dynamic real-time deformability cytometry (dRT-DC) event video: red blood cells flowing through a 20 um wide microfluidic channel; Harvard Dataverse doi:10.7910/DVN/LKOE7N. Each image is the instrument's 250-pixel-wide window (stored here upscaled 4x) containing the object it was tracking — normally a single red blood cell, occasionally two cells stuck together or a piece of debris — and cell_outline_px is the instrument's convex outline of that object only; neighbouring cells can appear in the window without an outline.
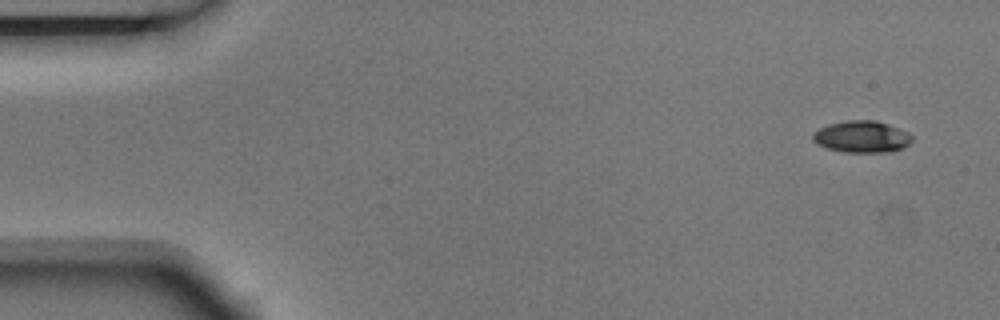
{"species": "Egyptian fruit bat (a non-hibernating species)", "species_latin": "Rousettus aegyptiacus", "temperature_condition": "room temperature", "stored_images_in_passage": 4, "camera_frame_rate_fps": 3000, "um_per_image_px": 0.085, "animal": {"sex": "male"}, "frame": {"image": 1, "passage_image": 1, "time_ms": 0.0, "image_size_px": [1000, 320], "cell_outline_px": [[912, 140], [908, 144], [900, 148], [888, 152], [844, 152], [828, 148], [816, 144], [812, 140], [812, 132], [828, 124], [848, 120], [876, 120], [888, 124], [908, 132], [912, 136]], "centroid_in_image_um": [73.22, 11.61], "position_along_channel_um": 11.8, "area_um2": 18.32}}
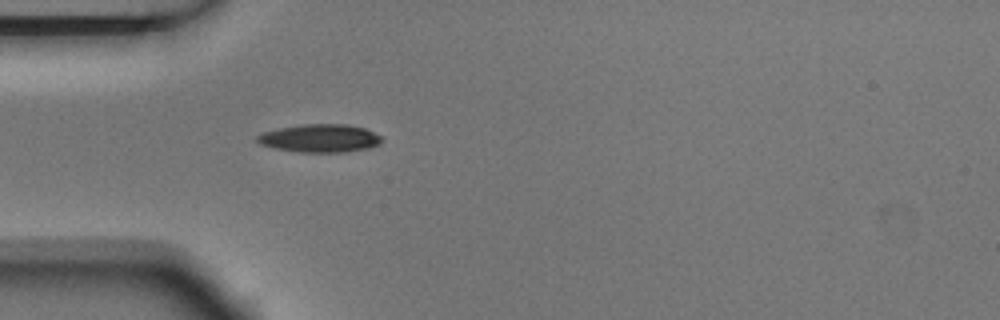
{"frame": {"image": 2, "passage_image": 4, "time_ms": 1.0, "image_size_px": [1000, 320], "cell_outline_px": [[384, 140], [380, 144], [368, 148], [348, 152], [300, 152], [276, 148], [260, 144], [256, 140], [256, 136], [264, 132], [280, 128], [304, 124], [348, 124], [364, 128], [380, 136]], "centroid_in_image_um": [27.22, 11.75], "position_along_channel_um": 57.8, "area_um2": 20.29}}